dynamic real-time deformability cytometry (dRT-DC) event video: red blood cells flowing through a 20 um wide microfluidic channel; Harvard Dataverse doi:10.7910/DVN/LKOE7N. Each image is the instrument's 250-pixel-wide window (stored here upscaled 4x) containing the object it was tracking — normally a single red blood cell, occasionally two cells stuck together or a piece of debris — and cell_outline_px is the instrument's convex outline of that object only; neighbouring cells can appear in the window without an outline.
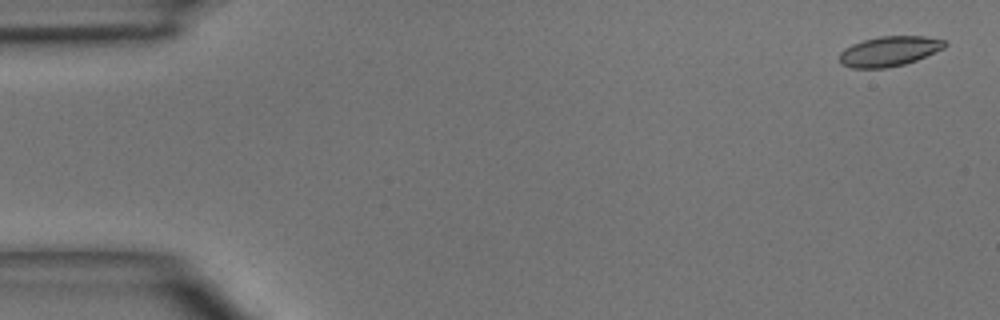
{"species": "common noctule bat (a hibernating species)", "species_latin": "Nyctalus noctula", "temperature_condition": "room temperature", "stored_images_in_passage": 6, "camera_frame_rate_fps": 3000, "um_per_image_px": 0.085, "animal": {"sex": "male", "body_mass_g": 15.6}, "frame": {"image": 1, "passage_image": 1, "time_ms": 0.0, "image_size_px": [1000, 320], "cell_outline_px": [[948, 44], [944, 48], [916, 60], [904, 64], [884, 68], [852, 68], [840, 64], [840, 52], [844, 48], [852, 44], [864, 40], [880, 36], [924, 36], [948, 40]], "centroid_in_image_um": [75.6, 4.35], "position_along_channel_um": 9.4, "area_um2": 18.44}}
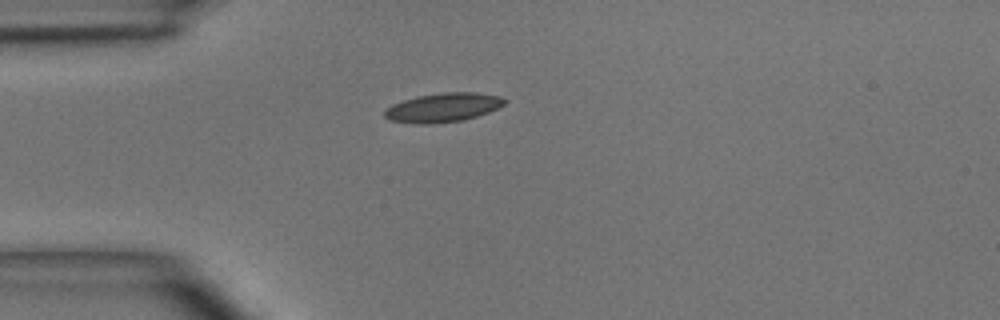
{"frame": {"image": 2, "passage_image": 4, "time_ms": 3.667, "image_size_px": [1000, 320], "cell_outline_px": [[508, 100], [504, 104], [488, 112], [464, 120], [432, 124], [412, 124], [392, 120], [384, 116], [384, 112], [392, 104], [416, 96], [444, 92], [476, 92], [500, 96]], "centroid_in_image_um": [37.66, 9.14], "position_along_channel_um": 47.3, "area_um2": 20.29}}